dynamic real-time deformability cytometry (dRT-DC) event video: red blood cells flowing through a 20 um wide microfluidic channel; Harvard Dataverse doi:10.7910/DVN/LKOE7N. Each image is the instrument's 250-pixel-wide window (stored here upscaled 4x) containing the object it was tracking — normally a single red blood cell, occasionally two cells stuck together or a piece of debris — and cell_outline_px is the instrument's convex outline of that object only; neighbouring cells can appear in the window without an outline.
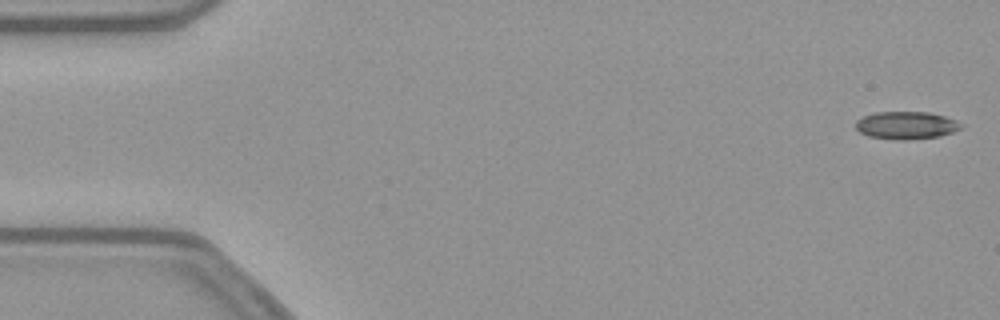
{"species": "common noctule bat (a hibernating species)", "species_latin": "Nyctalus noctula", "temperature_condition": "warm", "stored_images_in_passage": 13, "camera_frame_rate_fps": 3000, "um_per_image_px": 0.085, "animal": {"sex": "female", "body_mass_g": 21.9}, "frame": {"image": 1, "passage_image": 1, "time_ms": 0.0, "image_size_px": [1000, 320], "cell_outline_px": [[964, 124], [960, 128], [952, 132], [940, 136], [904, 140], [896, 140], [868, 136], [860, 132], [856, 128], [856, 120], [864, 116], [876, 112], [928, 112], [944, 116], [956, 120]], "centroid_in_image_um": [77.03, 10.65], "position_along_channel_um": 8.0, "area_um2": 16.94}}